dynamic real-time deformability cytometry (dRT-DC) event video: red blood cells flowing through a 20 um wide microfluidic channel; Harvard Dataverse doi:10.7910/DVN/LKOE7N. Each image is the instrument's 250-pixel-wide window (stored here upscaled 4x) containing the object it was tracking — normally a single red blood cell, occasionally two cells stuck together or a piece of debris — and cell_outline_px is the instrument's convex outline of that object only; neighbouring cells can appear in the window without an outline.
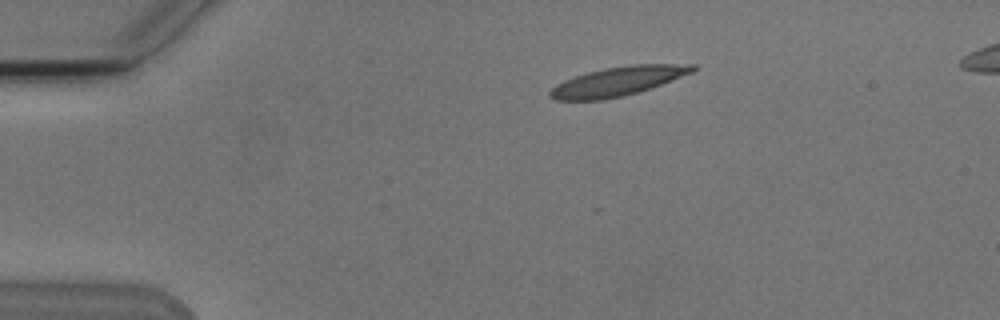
{"species": "Egyptian fruit bat (a non-hibernating species)", "species_latin": "Rousettus aegyptiacus", "temperature_condition": "cold", "stored_images_in_passage": 3, "camera_frame_rate_fps": 3000, "um_per_image_px": 0.085, "animal": {"sex": "male"}, "frame": {"image": 1, "passage_image": 1, "time_ms": 0.0, "image_size_px": [1000, 320], "cell_outline_px": [[696, 68], [692, 72], [652, 88], [624, 96], [600, 100], [556, 100], [548, 96], [548, 92], [556, 84], [564, 80], [588, 72], [604, 68], [632, 64], [696, 64]], "centroid_in_image_um": [52.51, 6.91], "position_along_channel_um": 32.5, "area_um2": 24.16}}